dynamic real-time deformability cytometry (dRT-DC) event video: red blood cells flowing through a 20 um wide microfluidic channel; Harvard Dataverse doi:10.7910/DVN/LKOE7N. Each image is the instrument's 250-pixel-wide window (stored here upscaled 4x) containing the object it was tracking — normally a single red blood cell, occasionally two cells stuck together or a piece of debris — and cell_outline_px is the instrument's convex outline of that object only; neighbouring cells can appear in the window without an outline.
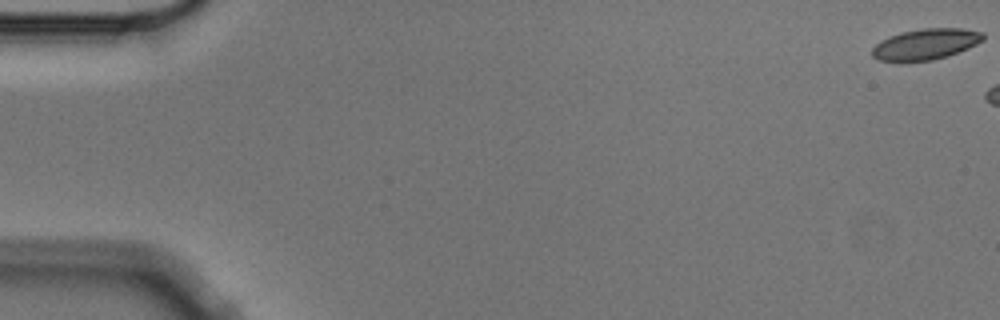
{"species": "Egyptian fruit bat (a non-hibernating species)", "species_latin": "Rousettus aegyptiacus", "temperature_condition": "cold", "stored_images_in_passage": 3, "camera_frame_rate_fps": 3000, "um_per_image_px": 0.085, "animal": {"sex": "male"}, "frame": {"image": 1, "passage_image": 1, "time_ms": 0.0, "image_size_px": [1000, 320], "cell_outline_px": [[984, 40], [968, 48], [948, 56], [932, 60], [880, 60], [872, 56], [872, 48], [880, 40], [888, 36], [900, 32], [920, 28], [964, 28], [984, 32]], "centroid_in_image_um": [78.71, 3.72], "position_along_channel_um": 6.3, "area_um2": 19.94}}